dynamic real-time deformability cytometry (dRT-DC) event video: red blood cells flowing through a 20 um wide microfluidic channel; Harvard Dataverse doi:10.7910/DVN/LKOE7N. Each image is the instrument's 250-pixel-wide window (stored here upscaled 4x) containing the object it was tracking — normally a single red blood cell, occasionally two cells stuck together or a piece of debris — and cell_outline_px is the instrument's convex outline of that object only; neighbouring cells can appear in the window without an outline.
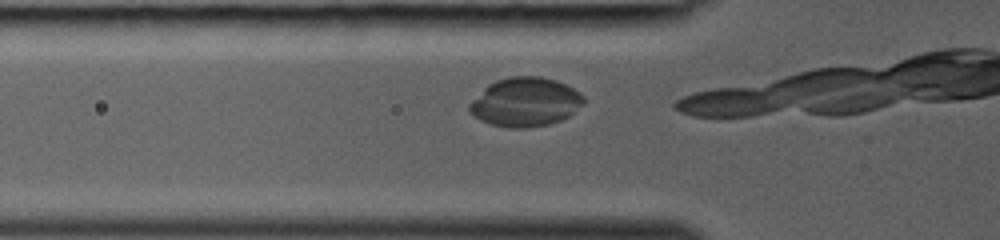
{"species": "common noctule bat (a hibernating species)", "species_latin": "Nyctalus noctula", "temperature_condition": "room temperature", "stored_images_in_passage": 7, "camera_frame_rate_fps": 3000, "um_per_image_px": 0.085, "animal": {"sex": "female", "body_mass_g": 19.0, "forearm_length_mm": 53.3}, "frame": {"image": 1, "passage_image": 5, "time_ms": 1.333, "image_size_px": [1000, 240], "cell_outline_px": [[584, 104], [568, 116], [560, 120], [548, 124], [524, 128], [512, 128], [492, 124], [480, 120], [472, 116], [468, 112], [468, 104], [488, 84], [496, 80], [508, 76], [540, 76], [556, 80], [580, 92], [584, 96]], "centroid_in_image_um": [44.62, 8.66], "position_along_channel_um": 81.2, "area_um2": 32.66}}